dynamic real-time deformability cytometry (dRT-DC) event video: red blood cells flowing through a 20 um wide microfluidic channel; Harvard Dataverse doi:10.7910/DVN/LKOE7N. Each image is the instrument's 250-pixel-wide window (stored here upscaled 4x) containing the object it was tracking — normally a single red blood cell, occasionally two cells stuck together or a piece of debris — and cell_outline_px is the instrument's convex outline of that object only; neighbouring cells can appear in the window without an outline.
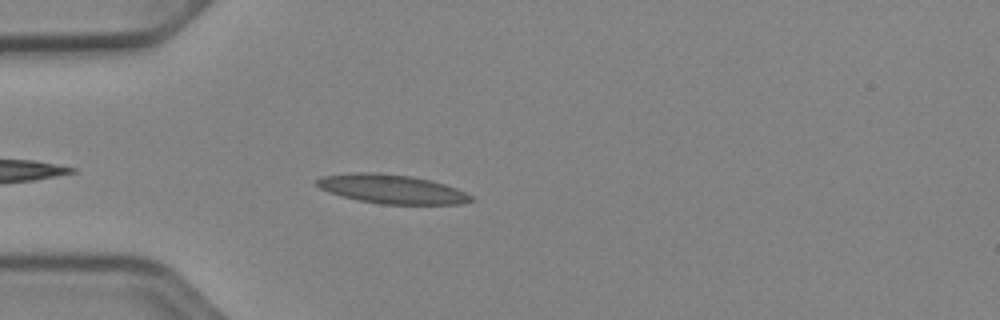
{"species": "Egyptian fruit bat (a non-hibernating species)", "species_latin": "Rousettus aegyptiacus", "temperature_condition": "cold", "stored_images_in_passage": 38, "camera_frame_rate_fps": 3000, "um_per_image_px": 0.085, "animal": {"sex": "female"}, "frame": {"image": 1, "passage_image": 4, "time_ms": 1.0, "image_size_px": [1000, 320], "cell_outline_px": [[476, 200], [460, 204], [380, 204], [340, 196], [328, 192], [320, 188], [316, 184], [316, 180], [320, 176], [356, 172], [380, 172], [412, 176], [444, 184], [456, 188], [472, 196]], "centroid_in_image_um": [33.28, 16.06], "position_along_channel_um": 51.7, "area_um2": 26.13}}
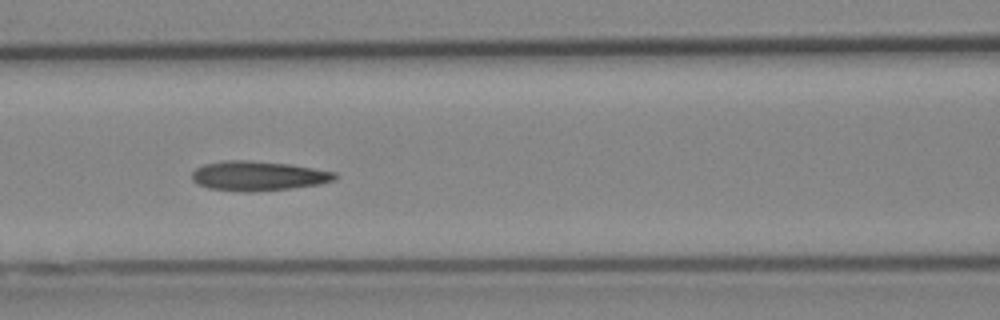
{"frame": {"image": 2, "passage_image": 12, "time_ms": 3.667, "image_size_px": [1000, 320], "cell_outline_px": [[336, 180], [320, 184], [292, 188], [252, 192], [244, 192], [208, 188], [192, 180], [192, 172], [196, 168], [204, 164], [224, 160], [244, 160], [292, 164], [336, 172]], "centroid_in_image_um": [21.96, 14.95], "position_along_channel_um": 144.6, "area_um2": 24.74}}
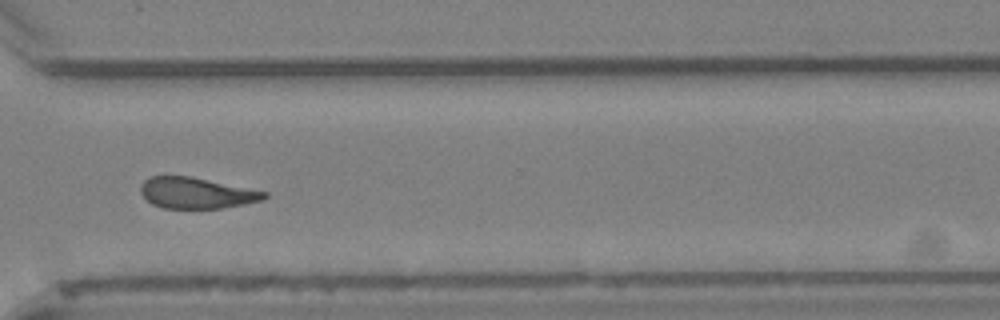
{"frame": {"image": 3, "passage_image": 28, "time_ms": 9.0, "image_size_px": [1000, 320], "cell_outline_px": [[268, 196], [264, 200], [244, 204], [220, 208], [164, 208], [152, 204], [140, 192], [140, 184], [148, 176], [192, 176], [268, 192]], "centroid_in_image_um": [16.7, 16.39], "position_along_channel_um": 353.9, "area_um2": 22.43}, "authors_computed_cell_mechanics": {"area_um2": 23.3801, "velocity_mm_per_s": 3.9291, "shape_relaxation_time_tau1_ms": null, "shape_relaxation_time_tau2_ms": 4.3022, "deformation_change_tau1": null, "deformation_change_tau2": 0.1294}}